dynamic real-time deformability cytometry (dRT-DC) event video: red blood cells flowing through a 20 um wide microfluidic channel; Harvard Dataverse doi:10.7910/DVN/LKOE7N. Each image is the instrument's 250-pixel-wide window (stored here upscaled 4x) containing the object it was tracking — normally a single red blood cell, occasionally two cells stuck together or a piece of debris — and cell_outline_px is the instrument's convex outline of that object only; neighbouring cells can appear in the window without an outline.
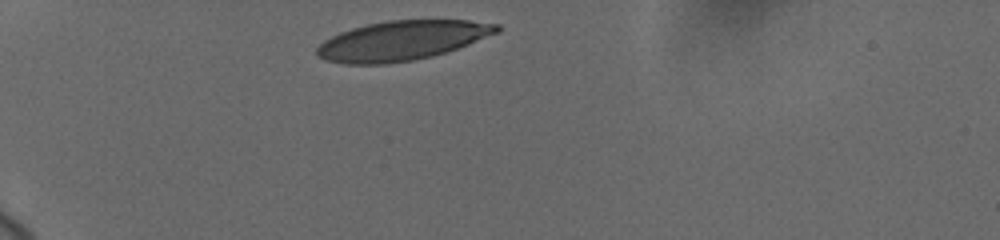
{"species": "human", "species_latin": "Homo sapiens", "temperature_condition": "cold", "stored_images_in_passage": 4, "camera_frame_rate_fps": 3000, "um_per_image_px": 0.085, "donor": {"sex": "female"}, "frame": {"image": 1, "passage_image": 1, "time_ms": 0.0, "image_size_px": [1000, 240], "cell_outline_px": [[500, 32], [468, 44], [432, 56], [412, 60], [384, 64], [344, 64], [324, 60], [316, 56], [316, 48], [324, 40], [340, 32], [352, 28], [368, 24], [388, 20], [468, 20], [500, 24]], "centroid_in_image_um": [34.15, 3.45], "position_along_channel_um": 50.9, "area_um2": 41.38}}
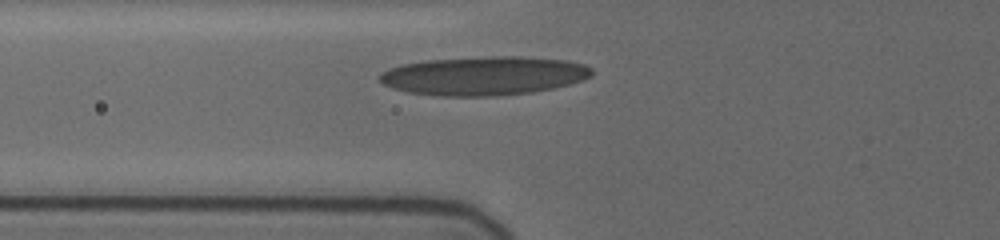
{"frame": {"image": 2, "passage_image": 4, "time_ms": 2.0, "image_size_px": [1000, 240], "cell_outline_px": [[592, 76], [568, 84], [552, 88], [532, 92], [488, 96], [440, 96], [408, 92], [392, 88], [376, 80], [376, 76], [380, 72], [388, 68], [400, 64], [424, 60], [496, 56], [520, 56], [568, 60], [584, 64], [592, 68]], "centroid_in_image_um": [41.06, 6.43], "position_along_channel_um": 84.7, "area_um2": 48.21}}